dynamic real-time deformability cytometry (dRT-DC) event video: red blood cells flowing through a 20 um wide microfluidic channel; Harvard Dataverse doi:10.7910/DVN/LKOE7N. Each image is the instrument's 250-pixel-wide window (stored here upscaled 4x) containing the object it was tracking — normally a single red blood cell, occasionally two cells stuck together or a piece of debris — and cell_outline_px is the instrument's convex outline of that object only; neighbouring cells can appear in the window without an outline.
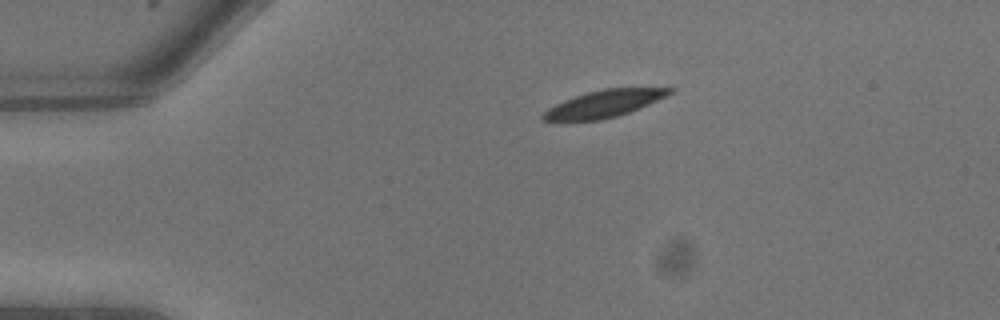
{"species": "common noctule bat (a hibernating species)", "species_latin": "Nyctalus noctula", "temperature_condition": "warm", "stored_images_in_passage": 9, "camera_frame_rate_fps": 3000, "um_per_image_px": 0.085, "animal": {"sex": "male", "body_mass_g": 13.3}, "frame": {"image": 1, "passage_image": 1, "time_ms": 0.0, "image_size_px": [1000, 320], "cell_outline_px": [[676, 88], [672, 92], [640, 108], [616, 116], [600, 120], [540, 120], [540, 116], [548, 108], [564, 100], [588, 92], [604, 88]], "centroid_in_image_um": [51.32, 8.81], "position_along_channel_um": 33.7, "area_um2": 19.48}}
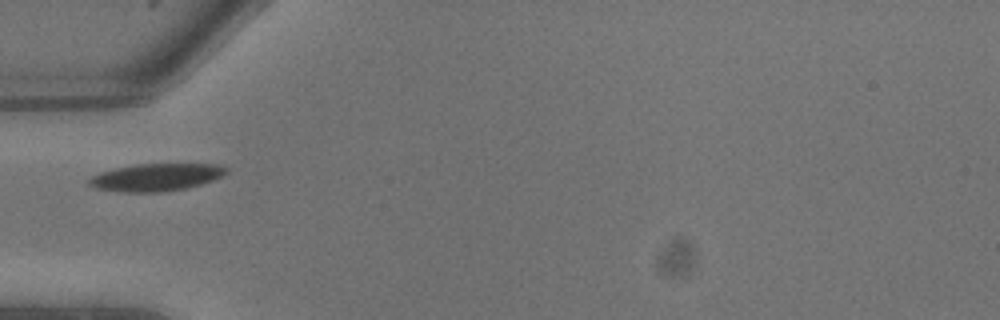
{"frame": {"image": 2, "passage_image": 4, "time_ms": 1.0, "image_size_px": [1000, 320], "cell_outline_px": [[228, 172], [212, 180], [200, 184], [184, 188], [160, 192], [124, 192], [96, 188], [88, 184], [88, 180], [92, 176], [100, 172], [116, 168], [136, 164], [220, 164], [228, 168]], "centroid_in_image_um": [13.26, 15.06], "position_along_channel_um": 71.7, "area_um2": 21.73}}
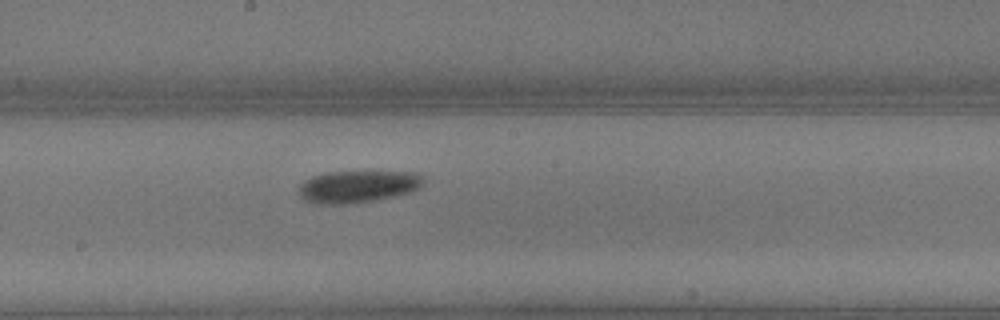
{"frame": {"image": 3, "passage_image": 9, "time_ms": 2.667, "image_size_px": [1000, 320], "cell_outline_px": [[424, 184], [420, 188], [412, 192], [352, 204], [320, 204], [304, 200], [296, 192], [296, 188], [304, 180], [312, 176], [328, 172], [420, 172], [424, 176]], "centroid_in_image_um": [30.4, 15.85], "position_along_channel_um": 217.8, "area_um2": 23.64}}